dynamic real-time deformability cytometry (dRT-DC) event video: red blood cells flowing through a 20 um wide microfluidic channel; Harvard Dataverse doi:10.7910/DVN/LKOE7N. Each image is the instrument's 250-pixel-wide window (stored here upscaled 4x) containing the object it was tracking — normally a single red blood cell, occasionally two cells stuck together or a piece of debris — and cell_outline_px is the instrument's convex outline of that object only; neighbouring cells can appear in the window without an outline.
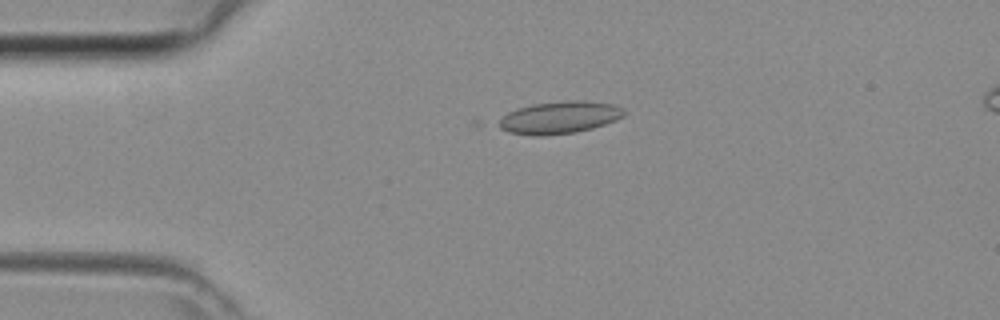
{"species": "common noctule bat (a hibernating species)", "species_latin": "Nyctalus noctula", "temperature_condition": "room temperature", "stored_images_in_passage": 37, "camera_frame_rate_fps": 3000, "um_per_image_px": 0.085, "animal": {"sex": "female", "body_mass_g": 29.2, "forearm_length_mm": 56.3}, "frame": {"image": 1, "passage_image": 3, "time_ms": 0.667, "image_size_px": [1000, 320], "cell_outline_px": [[624, 116], [616, 120], [592, 128], [576, 132], [544, 136], [532, 136], [508, 132], [500, 128], [500, 120], [508, 112], [520, 108], [536, 104], [572, 100], [580, 100], [612, 104], [624, 108]], "centroid_in_image_um": [47.58, 10.0], "position_along_channel_um": 37.4, "area_um2": 23.29}}
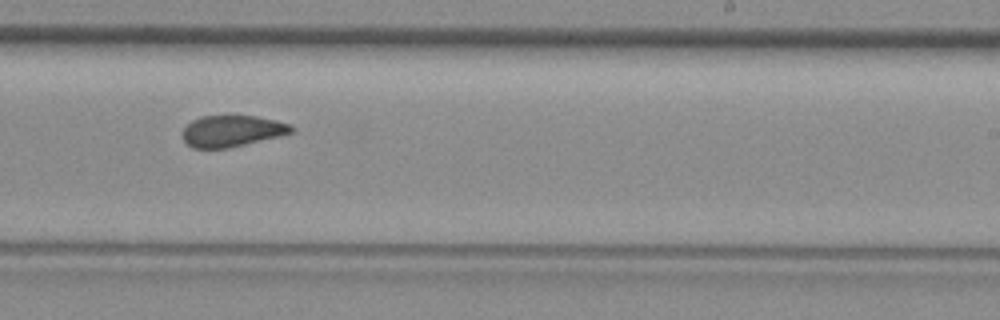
{"frame": {"image": 2, "passage_image": 20, "time_ms": 6.333, "image_size_px": [1000, 320], "cell_outline_px": [[296, 128], [292, 132], [228, 148], [192, 148], [184, 140], [184, 128], [192, 120], [200, 116], [256, 116], [276, 120], [292, 124]], "centroid_in_image_um": [19.73, 11.12], "position_along_channel_um": 269.3, "area_um2": 19.59}}
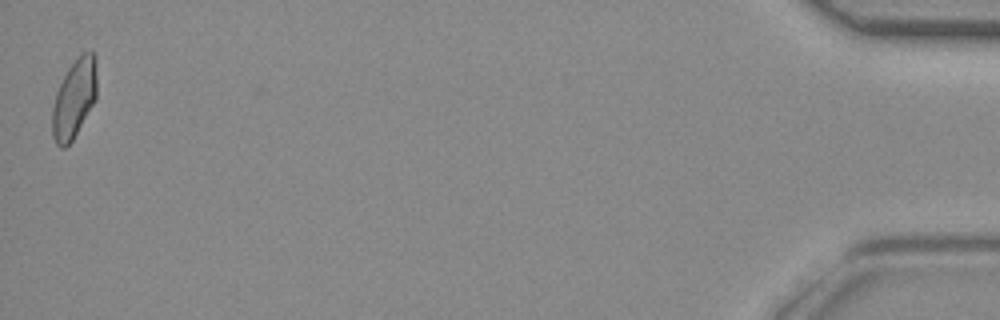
{"frame": {"image": 3, "passage_image": 37, "time_ms": 12.0, "image_size_px": [1000, 320], "cell_outline_px": [[96, 96], [92, 104], [72, 140], [64, 148], [60, 148], [56, 144], [52, 136], [52, 108], [56, 92], [68, 68], [80, 52], [92, 52], [96, 56]], "centroid_in_image_um": [6.29, 8.36], "position_along_channel_um": 428.9, "area_um2": 20.29}}